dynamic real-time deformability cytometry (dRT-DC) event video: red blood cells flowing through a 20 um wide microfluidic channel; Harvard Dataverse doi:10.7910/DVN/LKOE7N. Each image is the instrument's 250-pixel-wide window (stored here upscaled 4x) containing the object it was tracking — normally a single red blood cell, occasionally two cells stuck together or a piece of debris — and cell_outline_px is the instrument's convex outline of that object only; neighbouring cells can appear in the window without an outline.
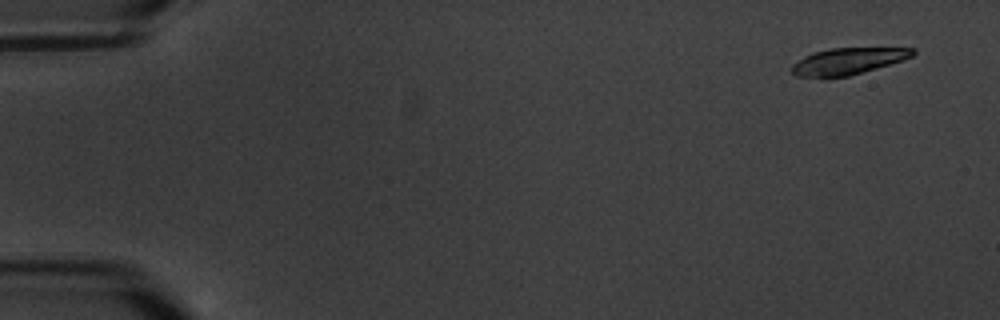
{"species": "common noctule bat (a hibernating species)", "species_latin": "Nyctalus noctula", "temperature_condition": "warm", "stored_images_in_passage": 10, "camera_frame_rate_fps": 3000, "um_per_image_px": 0.085, "animal": {"sex": "male", "body_mass_g": 20.1, "forearm_length_mm": 53.5}, "frame": {"image": 1, "passage_image": 1, "time_ms": 0.0, "image_size_px": [1000, 320], "cell_outline_px": [[916, 52], [912, 56], [904, 60], [848, 76], [796, 76], [792, 72], [792, 64], [812, 52], [832, 48], [916, 48]], "centroid_in_image_um": [72.11, 5.18], "position_along_channel_um": 12.9, "area_um2": 18.38}}
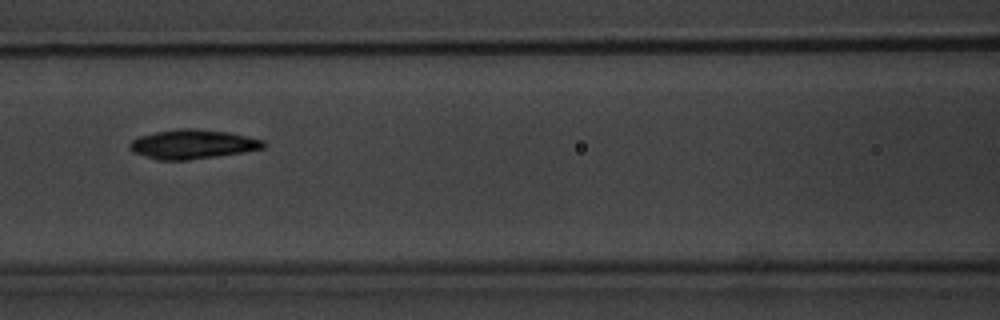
{"frame": {"image": 2, "passage_image": 7, "time_ms": 8.0, "image_size_px": [1000, 320], "cell_outline_px": [[268, 144], [264, 148], [244, 152], [188, 160], [156, 160], [132, 152], [128, 148], [128, 144], [132, 140], [140, 136], [156, 132], [176, 128], [196, 128], [228, 132], [264, 140]], "centroid_in_image_um": [16.36, 12.26], "position_along_channel_um": 150.2, "area_um2": 23.0}}
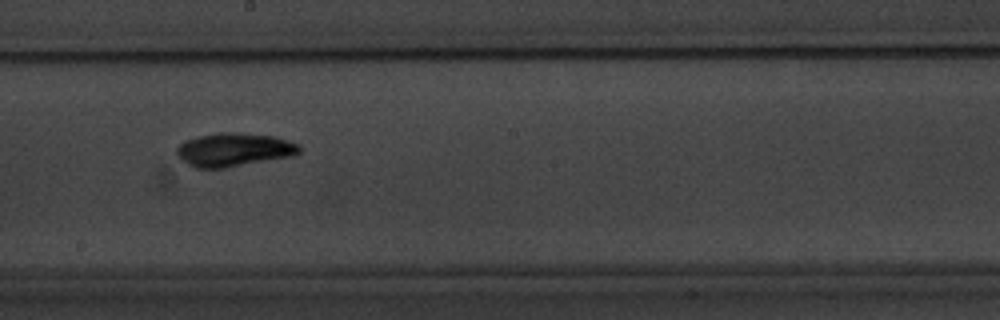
{"frame": {"image": 3, "passage_image": 9, "time_ms": 10.333, "image_size_px": [1000, 320], "cell_outline_px": [[300, 152], [296, 156], [224, 168], [196, 168], [188, 164], [176, 152], [176, 148], [184, 140], [216, 132], [240, 132], [276, 136], [300, 144]], "centroid_in_image_um": [19.95, 12.71], "position_along_channel_um": 228.3, "area_um2": 24.22}}